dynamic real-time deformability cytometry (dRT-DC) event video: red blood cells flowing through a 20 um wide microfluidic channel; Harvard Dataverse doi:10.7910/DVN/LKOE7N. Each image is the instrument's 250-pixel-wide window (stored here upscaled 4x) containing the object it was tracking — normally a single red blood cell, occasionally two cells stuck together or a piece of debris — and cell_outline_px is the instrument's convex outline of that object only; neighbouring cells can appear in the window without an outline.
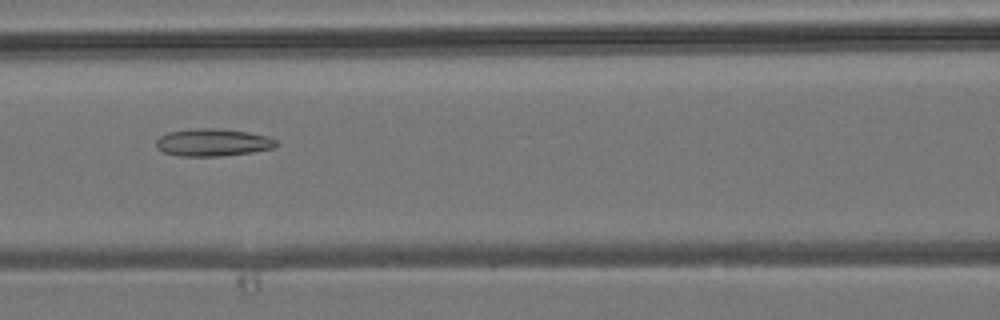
{"species": "common noctule bat (a hibernating species)", "species_latin": "Nyctalus noctula", "temperature_condition": "room temperature", "stored_images_in_passage": 7, "camera_frame_rate_fps": 3000, "um_per_image_px": 0.085, "animal": {"sex": "male", "body_mass_g": 19.2, "forearm_length_mm": 51.8}, "frame": {"image": 1, "passage_image": 6, "time_ms": 6.333, "image_size_px": [1000, 320], "cell_outline_px": [[276, 148], [252, 152], [220, 156], [180, 156], [164, 152], [156, 148], [156, 140], [160, 136], [168, 132], [196, 128], [212, 128], [248, 132], [268, 136], [276, 140]], "centroid_in_image_um": [18.08, 12.11], "position_along_channel_um": 148.5, "area_um2": 19.19}}
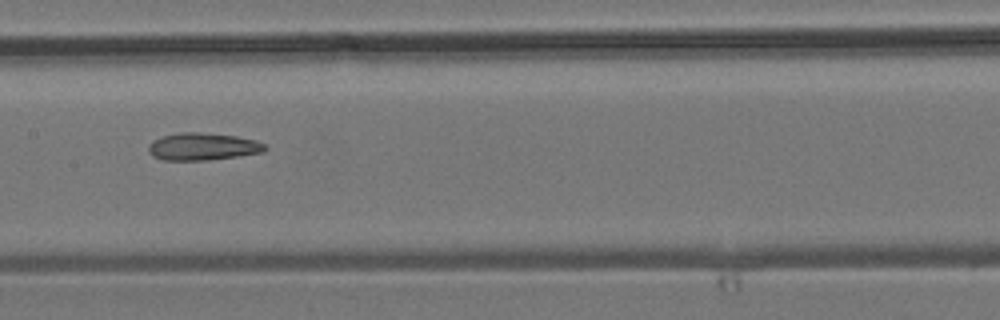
{"frame": {"image": 2, "passage_image": 7, "time_ms": 7.333, "image_size_px": [1000, 320], "cell_outline_px": [[268, 148], [264, 152], [240, 156], [208, 160], [160, 160], [152, 156], [148, 152], [148, 144], [152, 140], [164, 136], [180, 132], [200, 132], [236, 136], [256, 140], [264, 144]], "centroid_in_image_um": [17.22, 12.46], "position_along_channel_um": 190.2, "area_um2": 18.79}}